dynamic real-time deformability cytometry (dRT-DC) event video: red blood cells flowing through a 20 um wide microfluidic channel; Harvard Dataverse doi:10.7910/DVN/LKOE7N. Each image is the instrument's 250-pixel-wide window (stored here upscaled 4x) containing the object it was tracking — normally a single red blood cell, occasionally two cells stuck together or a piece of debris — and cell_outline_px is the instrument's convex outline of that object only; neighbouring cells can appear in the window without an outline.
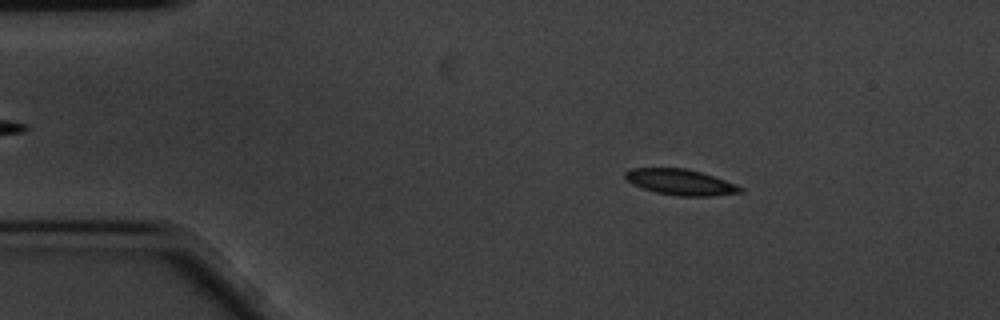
{"species": "common noctule bat (a hibernating species)", "species_latin": "Nyctalus noctula", "temperature_condition": "cold", "stored_images_in_passage": 58, "camera_frame_rate_fps": 3000, "um_per_image_px": 0.085, "animal": {"sex": "male", "body_mass_g": 20.1, "forearm_length_mm": 53.5}, "frame": {"image": 1, "passage_image": 9, "time_ms": 2.667, "image_size_px": [1000, 320], "cell_outline_px": [[744, 192], [712, 196], [676, 196], [656, 192], [632, 184], [624, 176], [624, 172], [632, 168], [684, 168], [700, 172], [724, 180], [744, 188]], "centroid_in_image_um": [57.84, 15.48], "position_along_channel_um": 27.2, "area_um2": 17.17}}
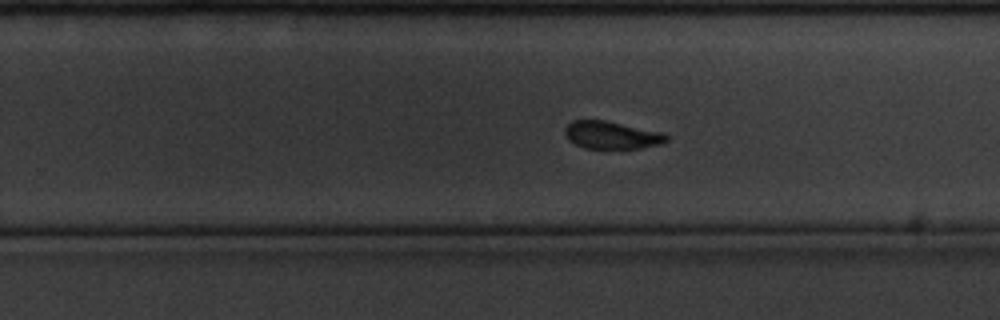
{"frame": {"image": 2, "passage_image": 36, "time_ms": 11.667, "image_size_px": [1000, 320], "cell_outline_px": [[668, 140], [660, 144], [640, 148], [584, 148], [568, 140], [564, 136], [564, 128], [572, 120], [604, 120], [660, 132], [668, 136]], "centroid_in_image_um": [51.93, 11.48], "position_along_channel_um": 277.9, "area_um2": 16.18}}
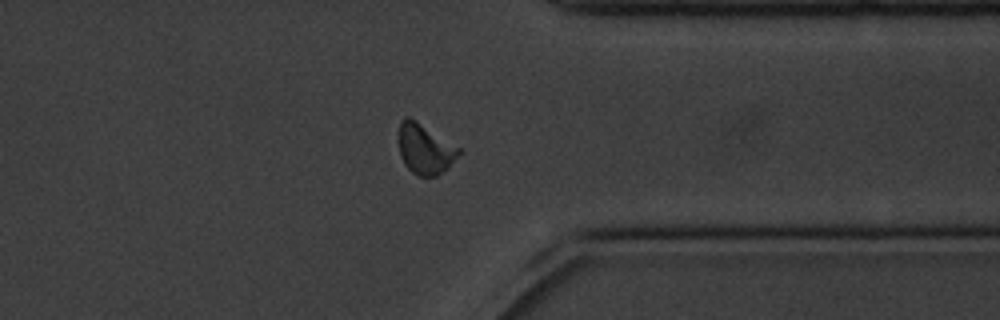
{"frame": {"image": 3, "passage_image": 45, "time_ms": 14.667, "image_size_px": [1000, 320], "cell_outline_px": [[460, 152], [448, 168], [436, 176], [420, 176], [412, 172], [404, 164], [400, 156], [400, 120], [404, 116], [408, 116], [416, 120], [460, 148]], "centroid_in_image_um": [36.11, 12.66], "position_along_channel_um": 375.3, "area_um2": 17.34}, "authors_computed_cell_mechanics": {"area_um2": 17.1666, "velocity_mm_per_s": 3.4105, "shape_relaxation_time_tau1_ms": 3.1321, "shape_relaxation_time_tau2_ms": 3.1403, "deformation_change_tau1": 0.1121, "deformation_change_tau2": 0.0714}}